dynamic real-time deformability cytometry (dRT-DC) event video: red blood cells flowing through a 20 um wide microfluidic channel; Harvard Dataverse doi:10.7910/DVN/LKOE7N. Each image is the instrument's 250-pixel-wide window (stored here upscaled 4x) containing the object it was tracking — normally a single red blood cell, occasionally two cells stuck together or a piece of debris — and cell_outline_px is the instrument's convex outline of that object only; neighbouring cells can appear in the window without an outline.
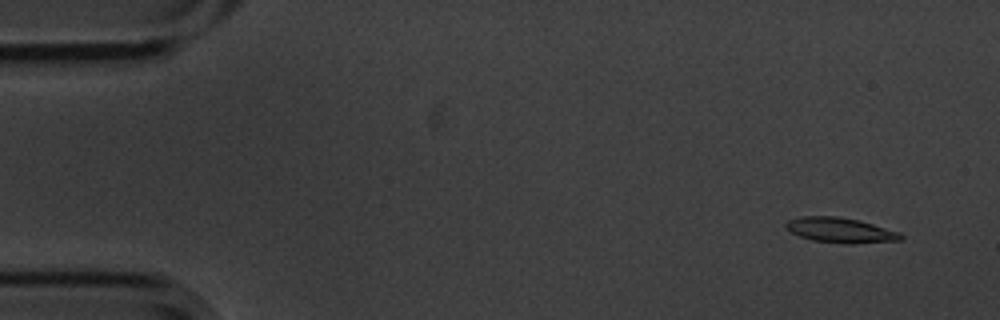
{"species": "common noctule bat (a hibernating species)", "species_latin": "Nyctalus noctula", "temperature_condition": "cold", "stored_images_in_passage": 4, "camera_frame_rate_fps": 3000, "um_per_image_px": 0.085, "animal": {"sex": "male", "body_mass_g": 20.1, "forearm_length_mm": 53.5}, "frame": {"image": 1, "passage_image": 1, "time_ms": 0.0, "image_size_px": [1000, 320], "cell_outline_px": [[904, 236], [900, 240], [848, 244], [812, 240], [800, 236], [784, 228], [784, 224], [788, 220], [800, 216], [836, 216], [856, 220], [872, 224], [900, 232]], "centroid_in_image_um": [71.39, 19.56], "position_along_channel_um": 13.6, "area_um2": 16.65}}